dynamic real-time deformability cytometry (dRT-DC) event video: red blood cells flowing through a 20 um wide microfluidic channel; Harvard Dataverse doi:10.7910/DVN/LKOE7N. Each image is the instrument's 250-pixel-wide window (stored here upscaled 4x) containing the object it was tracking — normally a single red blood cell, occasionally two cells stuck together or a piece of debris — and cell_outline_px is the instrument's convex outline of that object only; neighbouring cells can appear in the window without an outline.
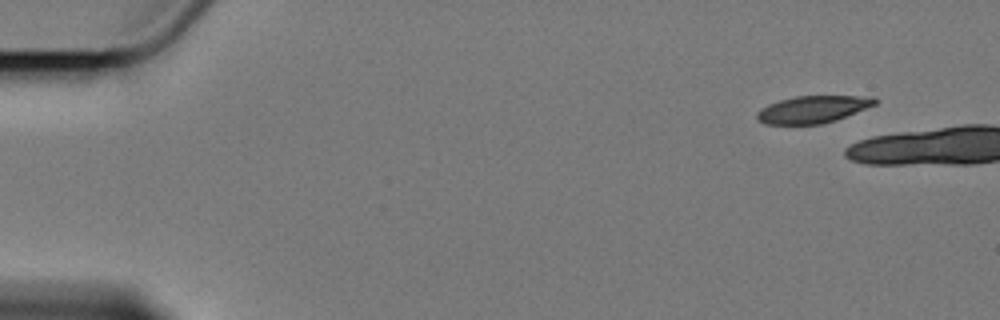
{"species": "Egyptian fruit bat (a non-hibernating species)", "species_latin": "Rousettus aegyptiacus", "temperature_condition": "cold", "stored_images_in_passage": 2, "camera_frame_rate_fps": 3000, "um_per_image_px": 0.085, "animal": {"sex": "female"}, "frame": {"image": 1, "passage_image": 1, "time_ms": 0.0, "image_size_px": [1000, 320], "cell_outline_px": [[876, 104], [836, 120], [820, 124], [764, 124], [756, 116], [756, 112], [760, 108], [768, 104], [780, 100], [796, 96], [872, 96], [876, 100]], "centroid_in_image_um": [69.06, 9.29], "position_along_channel_um": 15.9, "area_um2": 18.55}}